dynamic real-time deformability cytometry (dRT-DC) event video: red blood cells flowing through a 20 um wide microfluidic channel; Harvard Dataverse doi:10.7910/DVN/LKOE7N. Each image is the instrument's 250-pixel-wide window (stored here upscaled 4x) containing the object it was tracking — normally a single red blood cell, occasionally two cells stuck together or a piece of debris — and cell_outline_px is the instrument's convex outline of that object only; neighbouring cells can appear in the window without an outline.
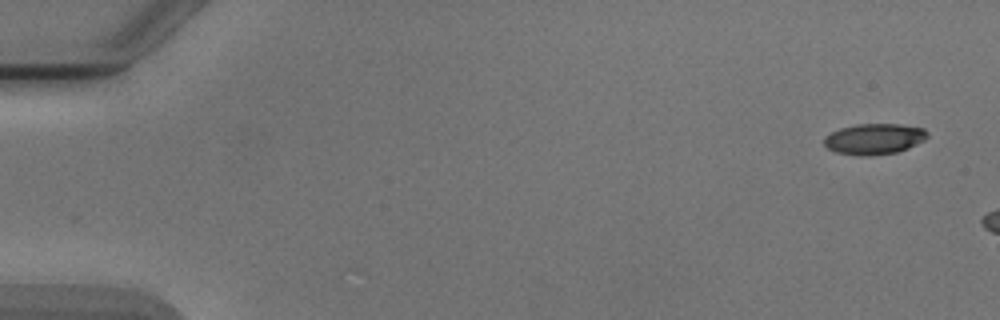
{"species": "Egyptian fruit bat (a non-hibernating species)", "species_latin": "Rousettus aegyptiacus", "temperature_condition": "cold", "stored_images_in_passage": 2, "camera_frame_rate_fps": 3000, "um_per_image_px": 0.085, "animal": {"sex": "male"}, "frame": {"image": 1, "passage_image": 2, "time_ms": 1.333, "image_size_px": [1000, 320], "cell_outline_px": [[928, 136], [924, 140], [908, 148], [896, 152], [868, 156], [860, 156], [836, 152], [828, 148], [824, 144], [824, 136], [840, 128], [856, 124], [900, 124], [924, 128], [928, 132]], "centroid_in_image_um": [74.31, 11.8], "position_along_channel_um": 10.7, "area_um2": 18.55}}